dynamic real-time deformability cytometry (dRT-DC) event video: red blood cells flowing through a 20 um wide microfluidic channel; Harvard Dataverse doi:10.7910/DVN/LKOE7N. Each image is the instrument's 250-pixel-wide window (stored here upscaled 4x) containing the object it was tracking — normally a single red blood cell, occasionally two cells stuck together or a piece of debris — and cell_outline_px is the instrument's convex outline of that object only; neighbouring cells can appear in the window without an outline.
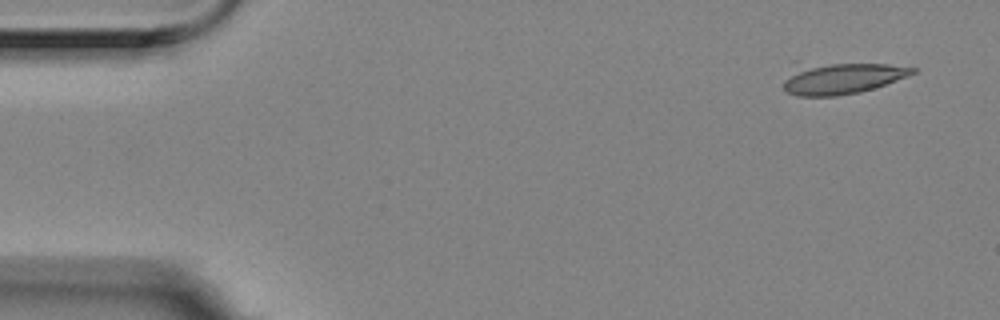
{"species": "Egyptian fruit bat (a non-hibernating species)", "species_latin": "Rousettus aegyptiacus", "temperature_condition": "room temperature", "stored_images_in_passage": 4, "camera_frame_rate_fps": 3000, "um_per_image_px": 0.085, "animal": {"sex": "female"}, "frame": {"image": 1, "passage_image": 1, "time_ms": 0.0, "image_size_px": [1000, 320], "cell_outline_px": [[916, 72], [908, 76], [860, 92], [836, 96], [796, 96], [788, 92], [784, 88], [784, 80], [800, 68], [828, 64], [888, 64], [916, 68]], "centroid_in_image_um": [71.63, 6.69], "position_along_channel_um": 13.4, "area_um2": 22.48}}
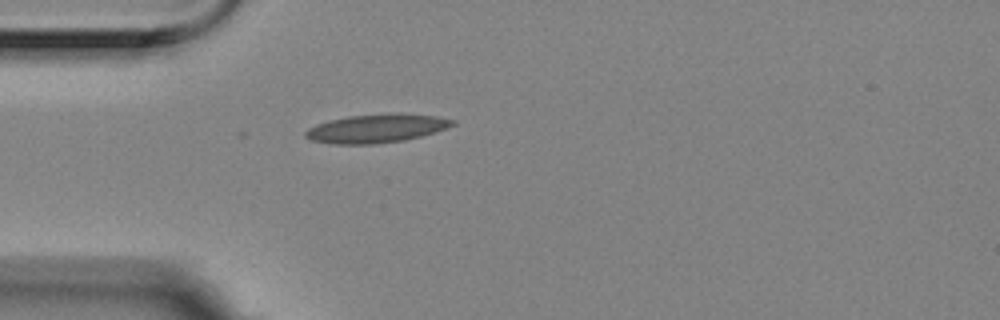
{"frame": {"image": 2, "passage_image": 4, "time_ms": 1.0, "image_size_px": [1000, 320], "cell_outline_px": [[456, 124], [448, 128], [436, 132], [404, 140], [372, 144], [336, 144], [312, 140], [304, 136], [304, 132], [308, 128], [316, 124], [328, 120], [348, 116], [396, 112], [400, 112], [436, 116], [456, 120]], "centroid_in_image_um": [32.03, 10.9], "position_along_channel_um": 53.0, "area_um2": 24.74}}